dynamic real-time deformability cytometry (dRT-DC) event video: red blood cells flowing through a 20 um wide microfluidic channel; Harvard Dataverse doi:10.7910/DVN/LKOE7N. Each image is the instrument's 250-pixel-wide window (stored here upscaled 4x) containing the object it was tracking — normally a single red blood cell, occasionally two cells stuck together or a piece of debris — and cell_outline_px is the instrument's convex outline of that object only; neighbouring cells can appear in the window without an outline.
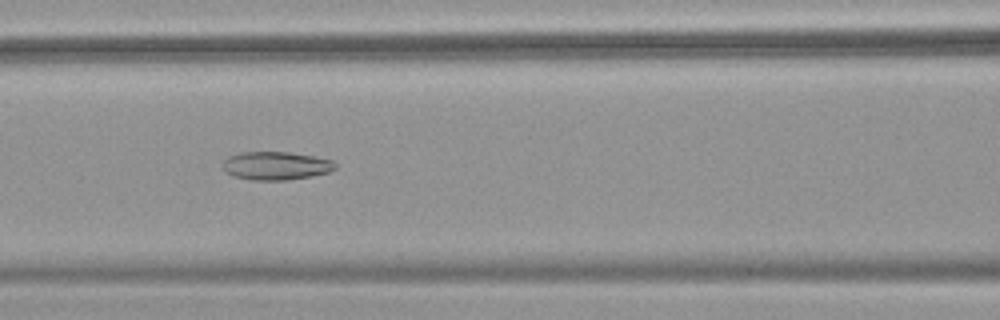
{"species": "common noctule bat (a hibernating species)", "species_latin": "Nyctalus noctula", "temperature_condition": "warm", "stored_images_in_passage": 54, "camera_frame_rate_fps": 3000, "um_per_image_px": 0.085, "animal": {"sex": "female", "body_mass_g": 18.4}, "frame": {"image": 1, "passage_image": 24, "time_ms": 7.667, "image_size_px": [1000, 320], "cell_outline_px": [[336, 168], [328, 172], [312, 176], [284, 180], [252, 180], [232, 176], [220, 164], [228, 156], [240, 152], [288, 152], [312, 156], [332, 160], [336, 164]], "centroid_in_image_um": [23.42, 14.08], "position_along_channel_um": 143.2, "area_um2": 18.5}}
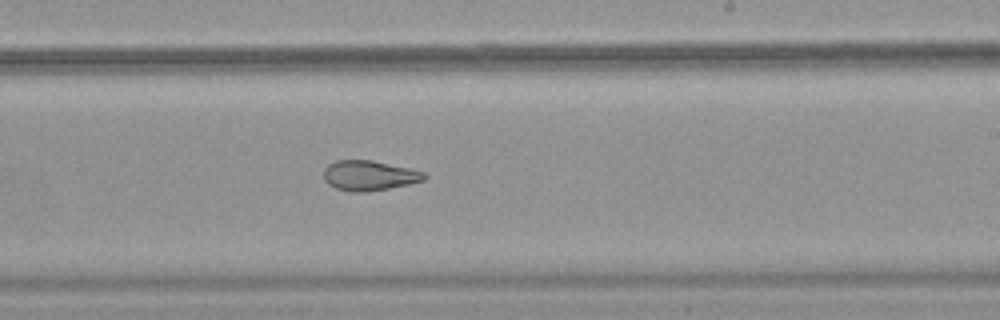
{"frame": {"image": 2, "passage_image": 33, "time_ms": 10.667, "image_size_px": [1000, 320], "cell_outline_px": [[428, 176], [424, 180], [408, 184], [388, 188], [364, 192], [352, 192], [336, 188], [328, 184], [324, 180], [324, 168], [328, 164], [336, 160], [372, 160], [408, 168], [424, 172]], "centroid_in_image_um": [31.36, 14.91], "position_along_channel_um": 257.6, "area_um2": 17.51}}
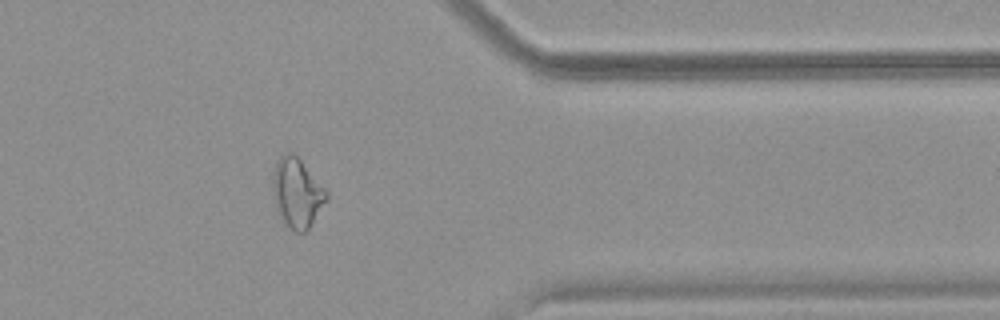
{"frame": {"image": 3, "passage_image": 44, "time_ms": 14.333, "image_size_px": [1000, 320], "cell_outline_px": [[328, 200], [308, 228], [304, 232], [296, 232], [284, 220], [276, 208], [272, 196], [272, 176], [276, 160], [284, 152], [292, 152], [300, 160], [328, 192]], "centroid_in_image_um": [25.23, 16.35], "position_along_channel_um": 386.2, "area_um2": 21.5}, "authors_computed_cell_mechanics": {"area_um2": 22.2819, "velocity_mm_per_s": 3.8508, "shape_relaxation_time_tau1_ms": null, "shape_relaxation_time_tau2_ms": 2.3109, "deformation_change_tau1": null, "deformation_change_tau2": 0.0975}}